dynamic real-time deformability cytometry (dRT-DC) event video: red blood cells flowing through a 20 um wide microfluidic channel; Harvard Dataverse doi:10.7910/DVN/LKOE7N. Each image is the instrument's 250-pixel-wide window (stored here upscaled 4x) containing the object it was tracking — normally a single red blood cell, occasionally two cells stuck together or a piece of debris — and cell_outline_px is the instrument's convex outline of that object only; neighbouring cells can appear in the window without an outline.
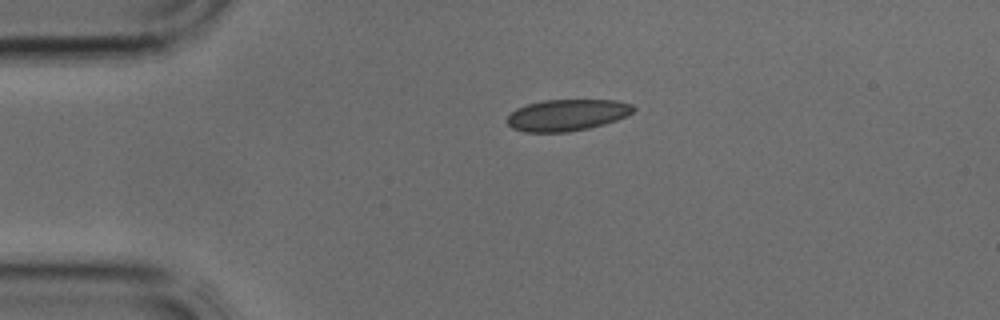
{"species": "common noctule bat (a hibernating species)", "species_latin": "Nyctalus noctula", "temperature_condition": "cold", "stored_images_in_passage": 32, "camera_frame_rate_fps": 3000, "um_per_image_px": 0.085, "animal": {"sex": "male", "body_mass_g": 17.9, "forearm_length_mm": 54.2}, "frame": {"image": 1, "passage_image": 1, "time_ms": 0.0, "image_size_px": [1000, 320], "cell_outline_px": [[636, 108], [632, 112], [616, 120], [604, 124], [588, 128], [568, 132], [524, 132], [512, 128], [508, 124], [508, 116], [516, 108], [528, 104], [544, 100], [616, 100], [632, 104]], "centroid_in_image_um": [48.19, 9.78], "position_along_channel_um": 36.8, "area_um2": 23.06}}
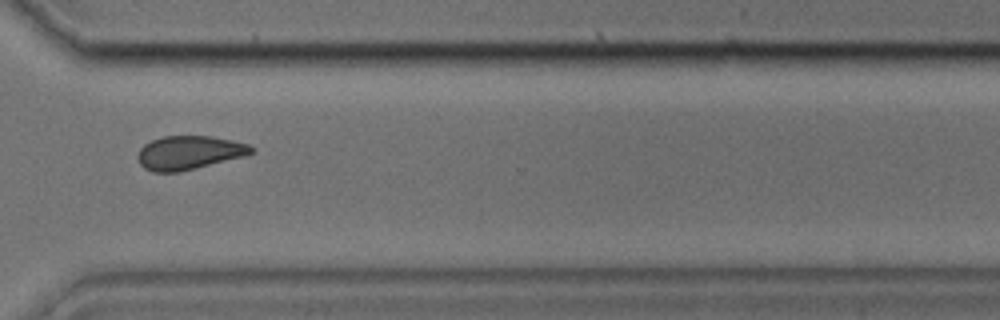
{"frame": {"image": 2, "passage_image": 22, "time_ms": 7.0, "image_size_px": [1000, 320], "cell_outline_px": [[256, 152], [244, 156], [180, 172], [152, 172], [144, 168], [140, 164], [136, 156], [140, 148], [144, 144], [152, 140], [164, 136], [212, 136], [232, 140], [248, 144], [256, 148]], "centroid_in_image_um": [16.08, 12.97], "position_along_channel_um": 354.5, "area_um2": 22.48}}
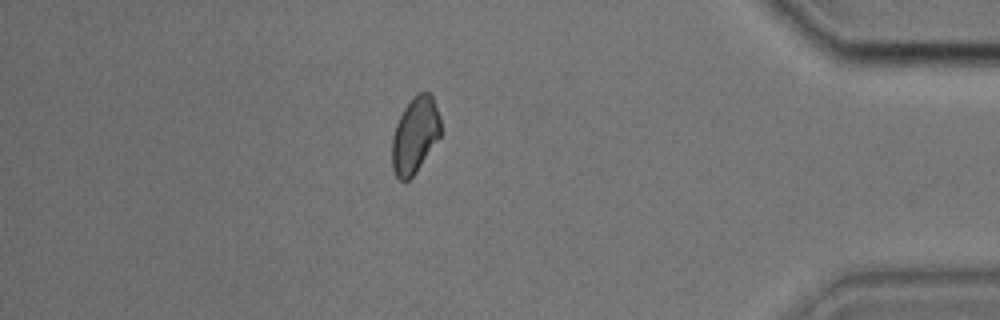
{"frame": {"image": 3, "passage_image": 27, "time_ms": 8.667, "image_size_px": [1000, 320], "cell_outline_px": [[440, 136], [416, 172], [408, 180], [400, 180], [396, 176], [392, 168], [392, 136], [396, 124], [404, 108], [416, 92], [428, 92], [432, 96], [440, 116]], "centroid_in_image_um": [35.26, 11.47], "position_along_channel_um": 399.9, "area_um2": 21.44}}